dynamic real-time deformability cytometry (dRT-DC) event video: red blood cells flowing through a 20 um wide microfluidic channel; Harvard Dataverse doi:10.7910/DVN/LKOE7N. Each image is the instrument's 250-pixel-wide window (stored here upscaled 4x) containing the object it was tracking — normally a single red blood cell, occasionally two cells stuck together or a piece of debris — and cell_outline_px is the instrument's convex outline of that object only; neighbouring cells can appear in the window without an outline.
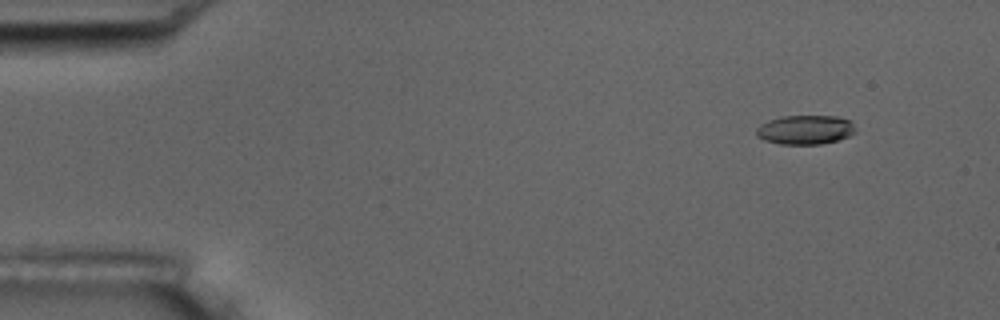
{"species": "common noctule bat (a hibernating species)", "species_latin": "Nyctalus noctula", "temperature_condition": "room temperature", "stored_images_in_passage": 14, "camera_frame_rate_fps": 3000, "um_per_image_px": 0.085, "animal": {"sex": "male", "body_mass_g": 17.5, "forearm_length_mm": 52.3}, "frame": {"image": 1, "passage_image": 1, "time_ms": 0.0, "image_size_px": [1000, 320], "cell_outline_px": [[856, 132], [848, 136], [836, 140], [820, 144], [780, 144], [764, 140], [756, 136], [756, 128], [760, 124], [768, 120], [780, 116], [836, 116], [852, 120], [856, 128]], "centroid_in_image_um": [68.45, 11.02], "position_along_channel_um": 16.6, "area_um2": 17.05}}
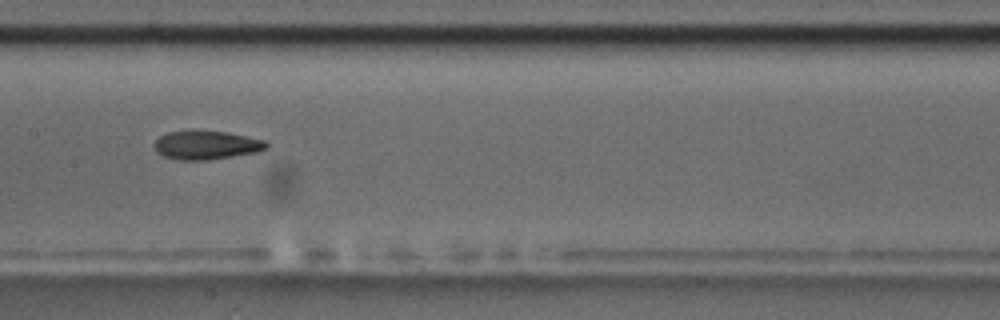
{"frame": {"image": 2, "passage_image": 7, "time_ms": 7.667, "image_size_px": [1000, 320], "cell_outline_px": [[268, 148], [256, 152], [208, 160], [180, 160], [164, 156], [156, 152], [152, 144], [160, 136], [168, 132], [192, 128], [228, 132], [264, 140], [268, 144]], "centroid_in_image_um": [17.49, 12.3], "position_along_channel_um": 189.9, "area_um2": 19.25}}
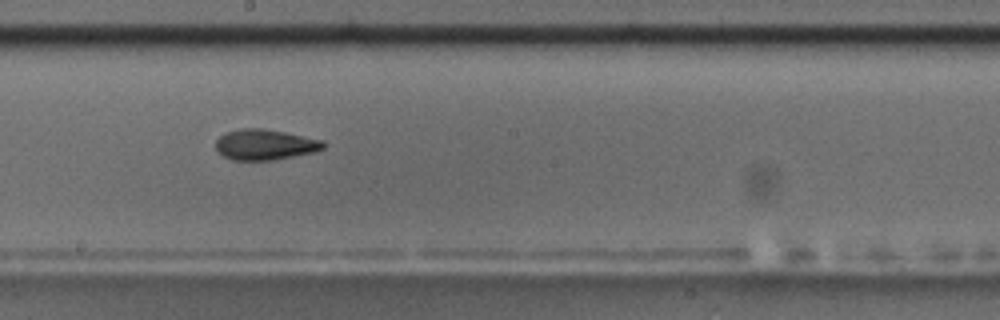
{"frame": {"image": 3, "passage_image": 8, "time_ms": 8.667, "image_size_px": [1000, 320], "cell_outline_px": [[324, 148], [316, 152], [272, 160], [232, 160], [216, 152], [216, 140], [224, 132], [240, 128], [264, 128], [324, 140]], "centroid_in_image_um": [22.5, 12.29], "position_along_channel_um": 225.7, "area_um2": 19.36}, "authors_computed_cell_mechanics": {"area_um2": 18.9295, "velocity_mm_per_s": 3.5993, "shape_relaxation_time_tau1_ms": 3.5805, "shape_relaxation_time_tau2_ms": 2.847, "deformation_change_tau1": 0.1386, "deformation_change_tau2": 0.0939}}